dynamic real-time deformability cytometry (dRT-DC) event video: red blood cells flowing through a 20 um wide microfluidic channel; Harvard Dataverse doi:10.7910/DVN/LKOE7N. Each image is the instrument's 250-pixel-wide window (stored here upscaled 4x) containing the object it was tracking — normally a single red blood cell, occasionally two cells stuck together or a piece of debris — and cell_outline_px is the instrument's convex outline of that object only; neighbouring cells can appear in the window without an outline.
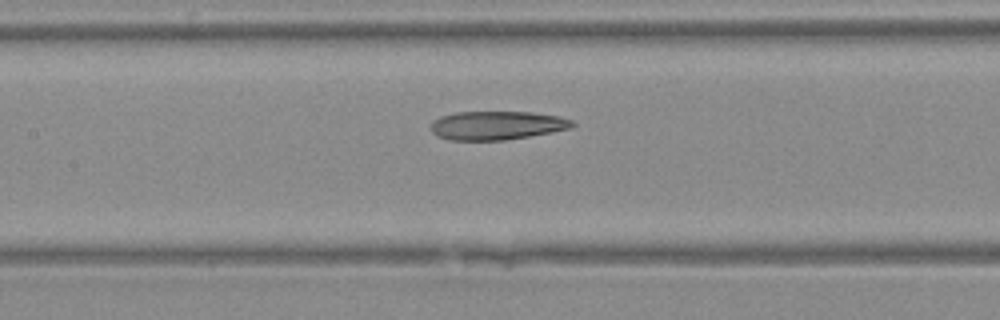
{"species": "Egyptian fruit bat (a non-hibernating species)", "species_latin": "Rousettus aegyptiacus", "temperature_condition": "warm", "stored_images_in_passage": 12, "camera_frame_rate_fps": 3000, "um_per_image_px": 0.085, "animal": {"sex": "female"}, "frame": {"image": 1, "passage_image": 10, "time_ms": 3.0, "image_size_px": [1000, 320], "cell_outline_px": [[576, 124], [572, 128], [528, 136], [504, 140], [452, 140], [436, 136], [428, 128], [432, 120], [440, 116], [456, 112], [532, 112], [560, 116], [572, 120]], "centroid_in_image_um": [42.19, 10.65], "position_along_channel_um": 165.2, "area_um2": 23.81}}